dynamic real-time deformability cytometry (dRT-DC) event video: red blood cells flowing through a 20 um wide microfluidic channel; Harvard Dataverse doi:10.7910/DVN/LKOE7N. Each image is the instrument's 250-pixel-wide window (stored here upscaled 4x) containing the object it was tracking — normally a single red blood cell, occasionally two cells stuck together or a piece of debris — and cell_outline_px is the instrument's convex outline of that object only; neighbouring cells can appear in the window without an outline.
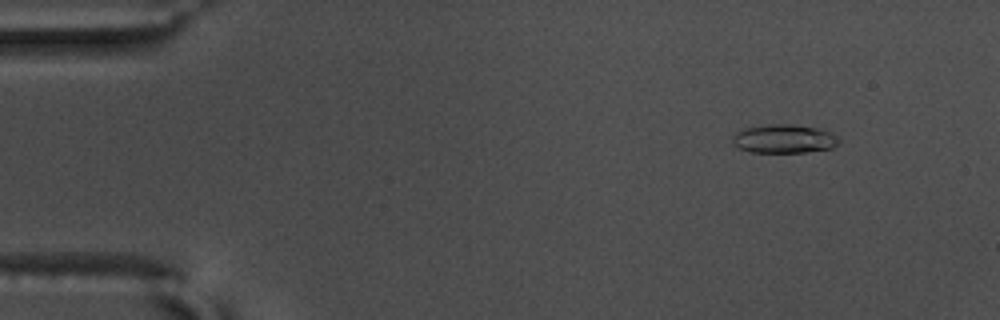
{"species": "common noctule bat (a hibernating species)", "species_latin": "Nyctalus noctula", "temperature_condition": "warm", "stored_images_in_passage": 57, "camera_frame_rate_fps": 3000, "um_per_image_px": 0.085, "animal": {"sex": "male", "body_mass_g": 17.5, "forearm_length_mm": 52.3}, "frame": {"image": 1, "passage_image": 7, "time_ms": 2.0, "image_size_px": [1000, 320], "cell_outline_px": [[840, 140], [832, 148], [804, 152], [752, 152], [740, 148], [732, 144], [732, 136], [736, 132], [744, 128], [768, 124], [788, 124], [820, 128], [836, 136]], "centroid_in_image_um": [66.61, 11.79], "position_along_channel_um": 18.4, "area_um2": 17.69}}
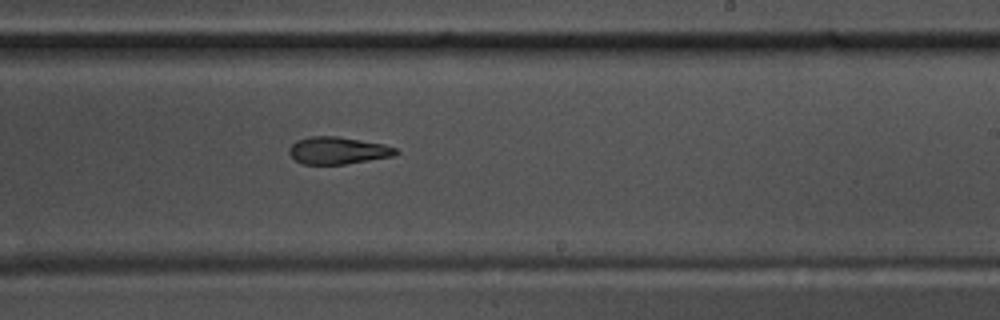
{"frame": {"image": 2, "passage_image": 35, "time_ms": 11.333, "image_size_px": [1000, 320], "cell_outline_px": [[400, 152], [392, 156], [344, 164], [304, 164], [296, 160], [288, 152], [288, 148], [296, 140], [312, 136], [340, 136], [384, 144], [396, 148]], "centroid_in_image_um": [28.71, 12.78], "position_along_channel_um": 260.3, "area_um2": 16.88}}
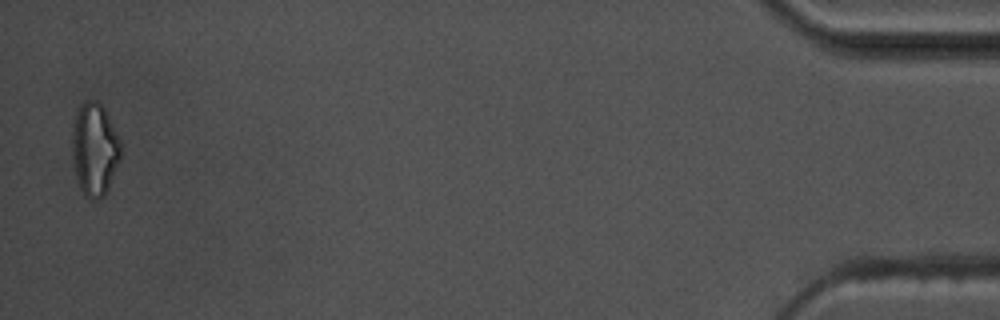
{"frame": {"image": 3, "passage_image": 56, "time_ms": 18.333, "image_size_px": [1000, 320], "cell_outline_px": [[120, 160], [108, 188], [104, 196], [96, 200], [88, 196], [80, 188], [72, 160], [72, 128], [76, 112], [80, 104], [84, 100], [96, 100], [104, 108], [120, 140]], "centroid_in_image_um": [8.03, 12.65], "position_along_channel_um": 427.2, "area_um2": 26.13}, "authors_computed_cell_mechanics": {"area_um2": 17.6868, "velocity_mm_per_s": 3.6725, "shape_relaxation_time_tau1_ms": 4.2159, "shape_relaxation_time_tau2_ms": 5.6016, "deformation_change_tau1": 0.1844, "deformation_change_tau2": 0.1538}}